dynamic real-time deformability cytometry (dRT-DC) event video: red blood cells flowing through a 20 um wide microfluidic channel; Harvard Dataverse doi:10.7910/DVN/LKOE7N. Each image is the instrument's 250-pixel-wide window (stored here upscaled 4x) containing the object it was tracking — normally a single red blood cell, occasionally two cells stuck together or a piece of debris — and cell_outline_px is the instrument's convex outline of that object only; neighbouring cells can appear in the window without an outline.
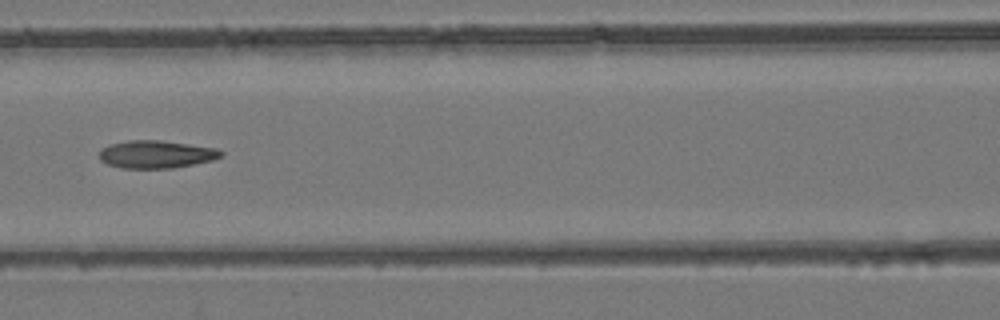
{"species": "common noctule bat (a hibernating species)", "species_latin": "Nyctalus noctula", "temperature_condition": "room temperature", "stored_images_in_passage": 5, "camera_frame_rate_fps": 3000, "um_per_image_px": 0.085, "animal": {"sex": "female", "body_mass_g": 24.6, "forearm_length_mm": 56.2}, "frame": {"image": 1, "passage_image": 4, "time_ms": 1.0, "image_size_px": [1000, 320], "cell_outline_px": [[224, 156], [212, 160], [172, 168], [120, 168], [108, 164], [100, 160], [100, 148], [108, 144], [128, 140], [160, 140], [216, 148], [224, 152]], "centroid_in_image_um": [13.26, 13.11], "position_along_channel_um": 153.3, "area_um2": 19.71}}
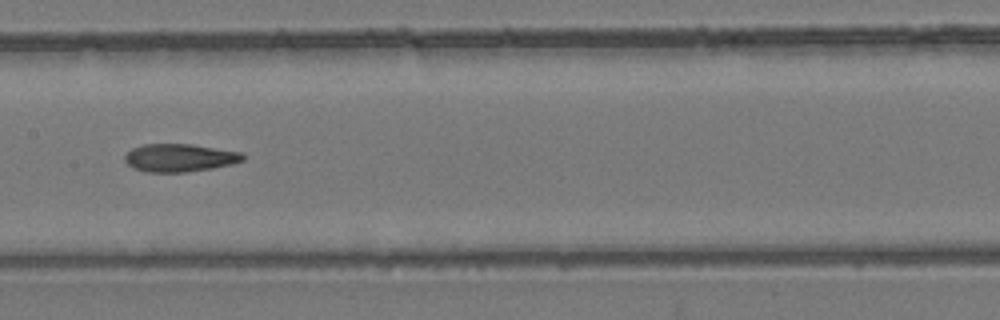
{"frame": {"image": 2, "passage_image": 5, "time_ms": 1.333, "image_size_px": [1000, 320], "cell_outline_px": [[244, 160], [232, 164], [212, 168], [184, 172], [144, 172], [132, 168], [124, 160], [124, 156], [132, 148], [144, 144], [192, 144], [244, 152]], "centroid_in_image_um": [15.27, 13.41], "position_along_channel_um": 192.1, "area_um2": 19.36}}